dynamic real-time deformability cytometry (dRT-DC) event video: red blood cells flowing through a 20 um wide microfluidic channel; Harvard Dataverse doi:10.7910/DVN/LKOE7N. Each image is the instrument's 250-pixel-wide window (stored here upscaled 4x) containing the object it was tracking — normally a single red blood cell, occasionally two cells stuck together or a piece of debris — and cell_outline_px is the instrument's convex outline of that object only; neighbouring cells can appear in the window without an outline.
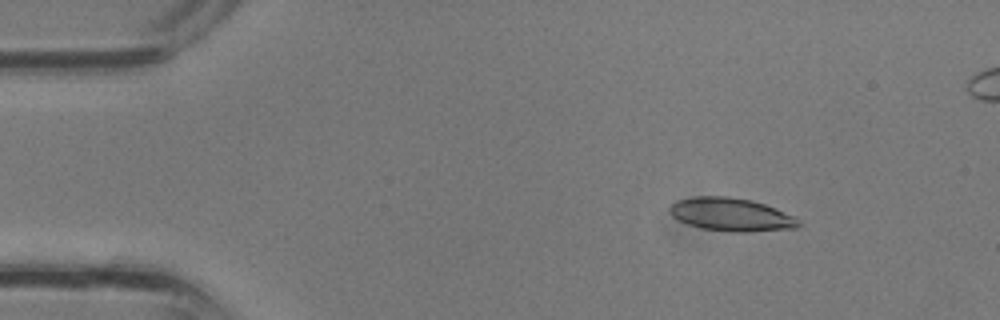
{"species": "common noctule bat (a hibernating species)", "species_latin": "Nyctalus noctula", "temperature_condition": "room temperature", "stored_images_in_passage": 32, "segment_of_instrument_passage": [1, 2], "camera_frame_rate_fps": 3000, "um_per_image_px": 0.085, "animal": {"sex": "male", "body_mass_g": 13.3}, "frame": {"image": 1, "passage_image": 2, "time_ms": 0.333, "image_size_px": [1000, 320], "cell_outline_px": [[800, 224], [796, 228], [748, 232], [732, 232], [700, 228], [688, 224], [672, 216], [668, 212], [668, 208], [676, 200], [692, 196], [728, 196], [752, 200], [776, 208], [796, 216], [800, 220]], "centroid_in_image_um": [62.15, 18.23], "position_along_channel_um": 22.9, "area_um2": 25.2}}
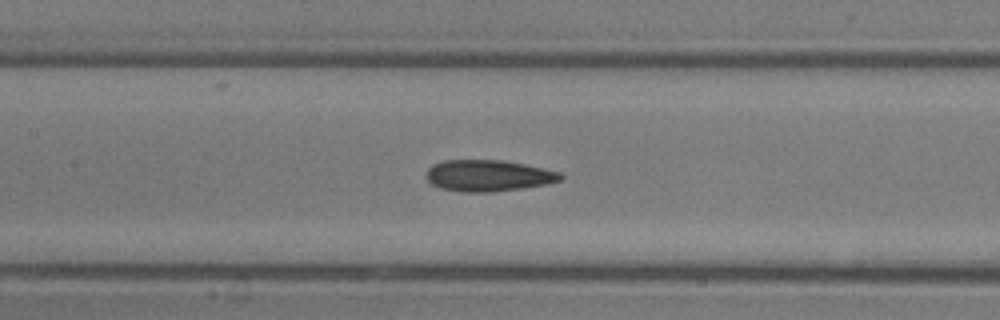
{"frame": {"image": 2, "passage_image": 13, "time_ms": 4.0, "image_size_px": [1000, 320], "cell_outline_px": [[564, 176], [560, 180], [544, 184], [520, 188], [492, 192], [460, 192], [440, 188], [432, 184], [424, 176], [428, 168], [432, 164], [444, 160], [500, 160], [524, 164], [560, 172]], "centroid_in_image_um": [41.44, 14.93], "position_along_channel_um": 166.0, "area_um2": 24.51}}
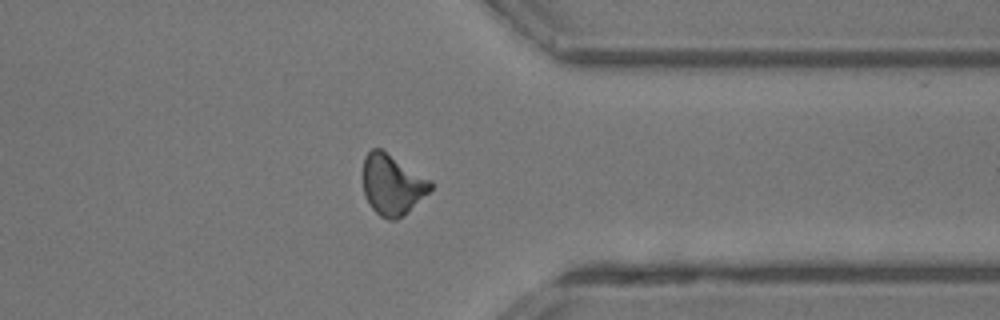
{"frame": {"image": 3, "passage_image": 24, "time_ms": 7.667, "image_size_px": [1000, 320], "cell_outline_px": [[432, 188], [428, 192], [396, 220], [388, 220], [380, 216], [372, 208], [364, 196], [364, 156], [372, 148], [380, 148], [432, 180]], "centroid_in_image_um": [33.32, 15.67], "position_along_channel_um": 378.1, "area_um2": 23.41}}